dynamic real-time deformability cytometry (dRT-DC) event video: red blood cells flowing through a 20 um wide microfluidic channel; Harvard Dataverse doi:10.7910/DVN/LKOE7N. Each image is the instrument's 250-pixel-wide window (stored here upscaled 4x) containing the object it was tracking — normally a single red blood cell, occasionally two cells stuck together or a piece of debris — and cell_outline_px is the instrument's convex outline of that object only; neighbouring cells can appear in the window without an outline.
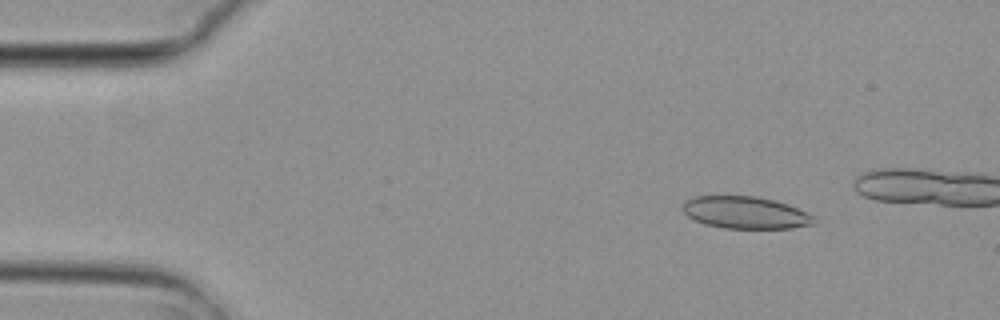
{"species": "common noctule bat (a hibernating species)", "species_latin": "Nyctalus noctula", "temperature_condition": "cold", "stored_images_in_passage": 2, "camera_frame_rate_fps": 3000, "um_per_image_px": 0.085, "animal": {"sex": "female", "body_mass_g": 29.2, "forearm_length_mm": 56.3}, "frame": {"image": 1, "passage_image": 1, "time_ms": 0.0, "image_size_px": [1000, 320], "cell_outline_px": [[820, 220], [816, 224], [792, 228], [724, 228], [704, 224], [688, 216], [684, 212], [684, 200], [692, 196], [756, 196], [788, 204], [808, 212], [816, 216]], "centroid_in_image_um": [63.44, 18.07], "position_along_channel_um": 21.6, "area_um2": 24.85}}